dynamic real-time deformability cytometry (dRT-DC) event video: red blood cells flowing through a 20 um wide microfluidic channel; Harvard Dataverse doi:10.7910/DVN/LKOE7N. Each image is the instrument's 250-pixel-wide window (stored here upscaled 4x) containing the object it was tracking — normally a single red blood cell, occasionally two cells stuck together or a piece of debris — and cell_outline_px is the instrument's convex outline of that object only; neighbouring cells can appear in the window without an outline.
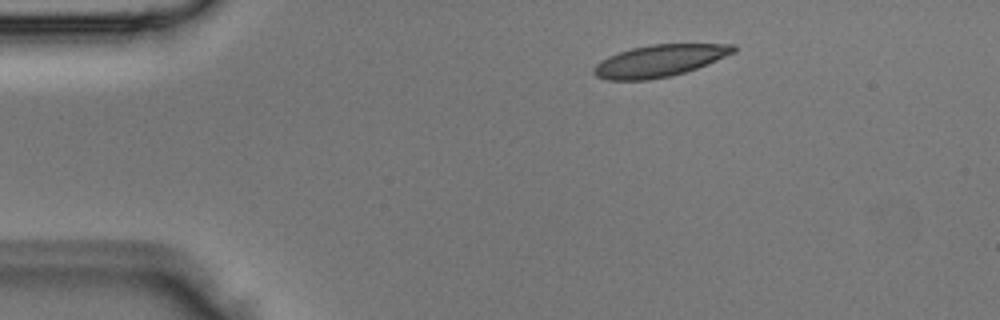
{"species": "Egyptian fruit bat (a non-hibernating species)", "species_latin": "Rousettus aegyptiacus", "temperature_condition": "room temperature", "stored_images_in_passage": 2, "camera_frame_rate_fps": 3000, "um_per_image_px": 0.085, "animal": {"sex": "male"}, "frame": {"image": 1, "passage_image": 1, "time_ms": 0.0, "image_size_px": [1000, 320], "cell_outline_px": [[736, 52], [708, 64], [672, 76], [648, 80], [608, 80], [596, 76], [592, 72], [592, 68], [600, 60], [608, 56], [632, 48], [652, 44], [736, 44]], "centroid_in_image_um": [56.05, 5.17], "position_along_channel_um": 28.9, "area_um2": 26.07}}